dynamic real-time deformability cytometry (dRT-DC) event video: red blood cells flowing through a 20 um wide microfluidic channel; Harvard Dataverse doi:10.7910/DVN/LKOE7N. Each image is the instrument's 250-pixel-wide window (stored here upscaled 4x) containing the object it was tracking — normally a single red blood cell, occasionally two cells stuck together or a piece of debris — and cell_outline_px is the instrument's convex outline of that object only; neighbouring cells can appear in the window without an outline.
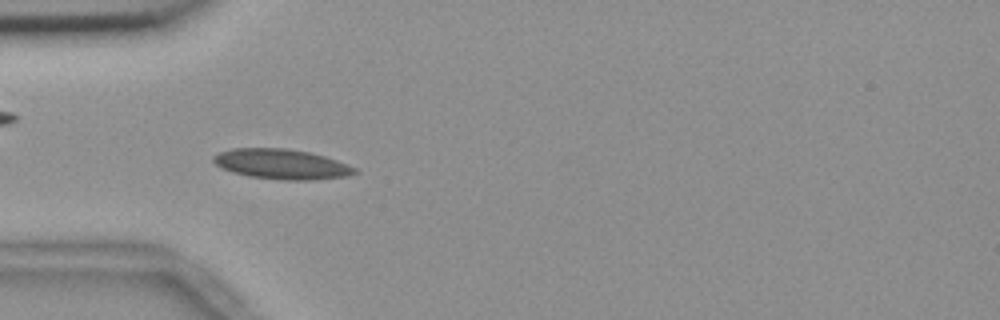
{"species": "common noctule bat (a hibernating species)", "species_latin": "Nyctalus noctula", "temperature_condition": "room temperature", "stored_images_in_passage": 46, "camera_frame_rate_fps": 3000, "um_per_image_px": 0.085, "animal": {"sex": "female", "body_mass_g": 18.4}, "frame": {"image": 1, "passage_image": 11, "time_ms": 3.333, "image_size_px": [1000, 320], "cell_outline_px": [[360, 172], [348, 176], [316, 180], [280, 180], [248, 176], [232, 172], [216, 164], [212, 160], [212, 156], [220, 152], [232, 148], [288, 148], [308, 152], [324, 156], [348, 164], [356, 168]], "centroid_in_image_um": [23.96, 13.96], "position_along_channel_um": 61.0, "area_um2": 24.91}}
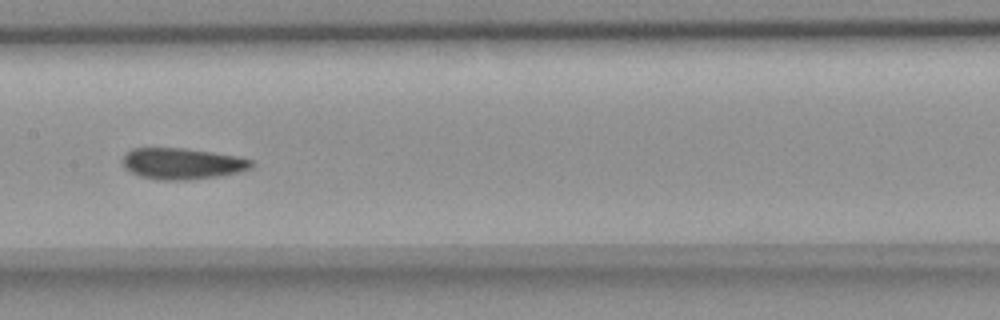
{"frame": {"image": 2, "passage_image": 22, "time_ms": 7.0, "image_size_px": [1000, 320], "cell_outline_px": [[256, 164], [252, 168], [220, 176], [188, 180], [156, 180], [140, 176], [124, 168], [124, 156], [132, 148], [184, 148], [212, 152], [236, 156], [252, 160]], "centroid_in_image_um": [15.51, 13.91], "position_along_channel_um": 191.9, "area_um2": 23.41}}
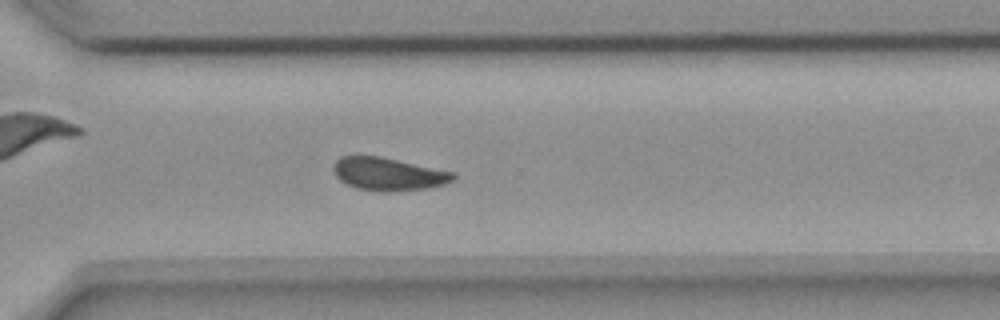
{"frame": {"image": 3, "passage_image": 34, "time_ms": 11.0, "image_size_px": [1000, 320], "cell_outline_px": [[456, 180], [444, 184], [428, 188], [392, 192], [380, 192], [356, 188], [340, 180], [336, 176], [332, 168], [336, 160], [340, 156], [380, 156], [456, 172]], "centroid_in_image_um": [33.04, 14.8], "position_along_channel_um": 337.6, "area_um2": 23.24}, "authors_computed_cell_mechanics": {"area_um2": 23.4668, "velocity_mm_per_s": 3.6353, "shape_relaxation_time_tau1_ms": 7.7843, "shape_relaxation_time_tau2_ms": 2.1437, "deformation_change_tau1": 0.1271, "deformation_change_tau2": 0.0383}}